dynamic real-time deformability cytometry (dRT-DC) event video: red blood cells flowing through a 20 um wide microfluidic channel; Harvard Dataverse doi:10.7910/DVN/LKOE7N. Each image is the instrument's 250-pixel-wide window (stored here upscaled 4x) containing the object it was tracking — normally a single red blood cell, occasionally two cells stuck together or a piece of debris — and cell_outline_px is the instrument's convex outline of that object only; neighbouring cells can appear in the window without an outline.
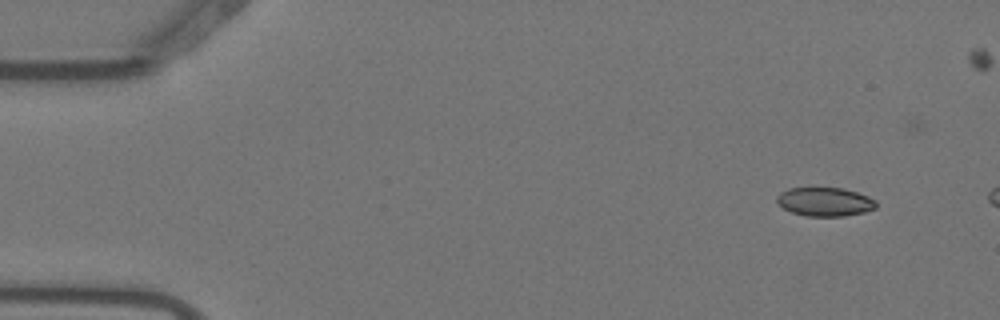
{"species": "Egyptian fruit bat (a non-hibernating species)", "species_latin": "Rousettus aegyptiacus", "temperature_condition": "warm", "stored_images_in_passage": 5, "camera_frame_rate_fps": 3000, "um_per_image_px": 0.085, "animal": {"sex": "female"}, "frame": {"image": 1, "passage_image": 1, "time_ms": 0.0, "image_size_px": [1000, 320], "cell_outline_px": [[876, 208], [864, 212], [844, 216], [808, 216], [792, 212], [784, 208], [776, 200], [776, 196], [780, 192], [788, 188], [844, 188], [868, 196], [876, 200]], "centroid_in_image_um": [70.12, 17.14], "position_along_channel_um": 14.9, "area_um2": 16.59}}
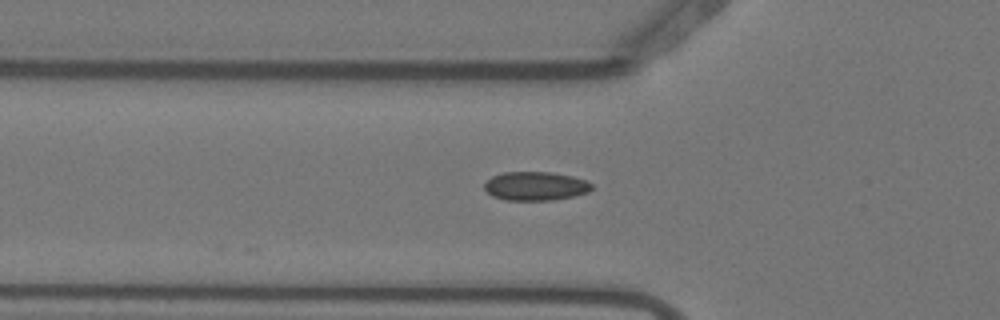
{"frame": {"image": 2, "passage_image": 5, "time_ms": 1.333, "image_size_px": [1000, 320], "cell_outline_px": [[592, 188], [588, 192], [572, 196], [552, 200], [504, 200], [492, 196], [484, 188], [484, 184], [492, 176], [504, 172], [552, 172], [572, 176], [584, 180], [592, 184]], "centroid_in_image_um": [45.5, 15.81], "position_along_channel_um": 80.3, "area_um2": 17.92}}